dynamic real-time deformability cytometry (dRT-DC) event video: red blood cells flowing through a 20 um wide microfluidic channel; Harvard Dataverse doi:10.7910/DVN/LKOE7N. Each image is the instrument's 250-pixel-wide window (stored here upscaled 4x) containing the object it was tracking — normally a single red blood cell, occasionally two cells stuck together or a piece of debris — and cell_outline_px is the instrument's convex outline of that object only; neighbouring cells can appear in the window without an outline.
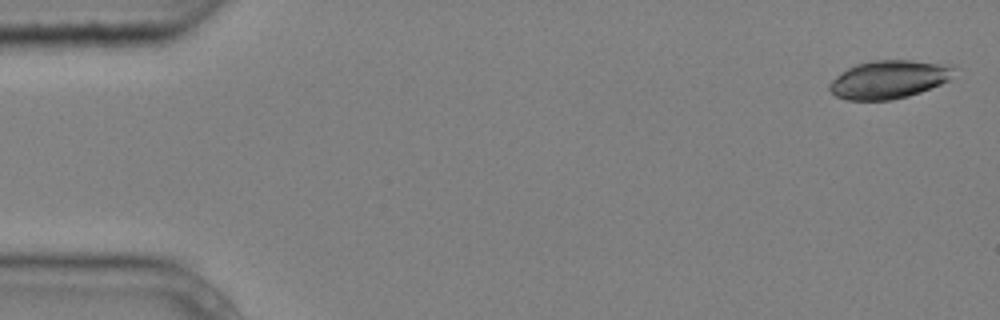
{"species": "common noctule bat (a hibernating species)", "species_latin": "Nyctalus noctula", "temperature_condition": "cold", "stored_images_in_passage": 6, "camera_frame_rate_fps": 3000, "um_per_image_px": 0.085, "animal": {"sex": "male", "body_mass_g": 20.4}, "frame": {"image": 1, "passage_image": 1, "time_ms": 0.0, "image_size_px": [1000, 320], "cell_outline_px": [[960, 68], [948, 80], [940, 84], [920, 92], [908, 96], [892, 100], [848, 100], [836, 96], [828, 88], [828, 84], [836, 76], [848, 68], [856, 64], [872, 60], [912, 60], [952, 64]], "centroid_in_image_um": [75.61, 6.73], "position_along_channel_um": 9.4, "area_um2": 28.03}}
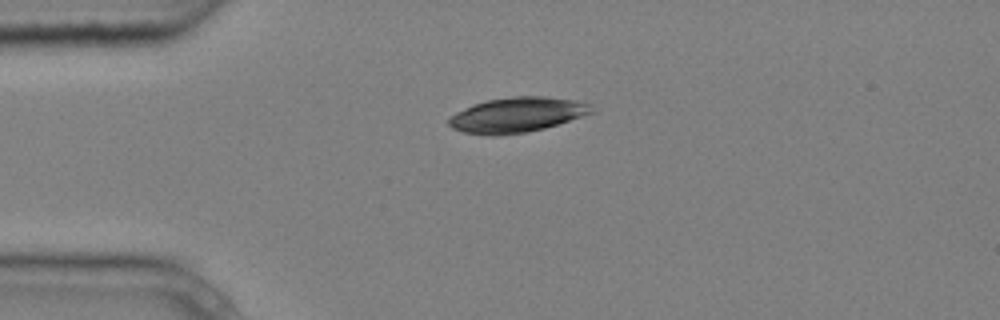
{"frame": {"image": 2, "passage_image": 4, "time_ms": 1.0, "image_size_px": [1000, 320], "cell_outline_px": [[596, 112], [544, 128], [528, 132], [496, 136], [492, 136], [464, 132], [452, 128], [448, 124], [448, 120], [456, 112], [472, 104], [488, 100], [512, 96], [544, 96], [572, 100], [592, 104]], "centroid_in_image_um": [43.96, 9.76], "position_along_channel_um": 41.0, "area_um2": 29.19}}
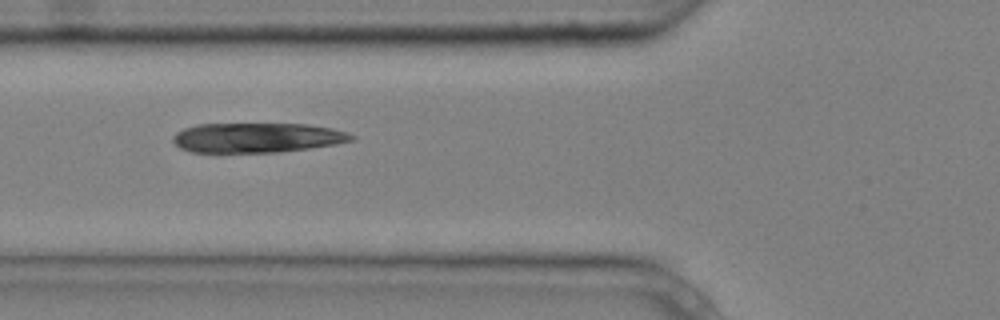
{"frame": {"image": 3, "passage_image": 6, "time_ms": 1.667, "image_size_px": [1000, 320], "cell_outline_px": [[356, 140], [336, 144], [280, 152], [188, 152], [180, 148], [172, 140], [172, 136], [176, 132], [184, 128], [196, 124], [308, 124], [332, 128], [348, 132], [356, 136]], "centroid_in_image_um": [21.86, 11.7], "position_along_channel_um": 103.9, "area_um2": 31.15}}